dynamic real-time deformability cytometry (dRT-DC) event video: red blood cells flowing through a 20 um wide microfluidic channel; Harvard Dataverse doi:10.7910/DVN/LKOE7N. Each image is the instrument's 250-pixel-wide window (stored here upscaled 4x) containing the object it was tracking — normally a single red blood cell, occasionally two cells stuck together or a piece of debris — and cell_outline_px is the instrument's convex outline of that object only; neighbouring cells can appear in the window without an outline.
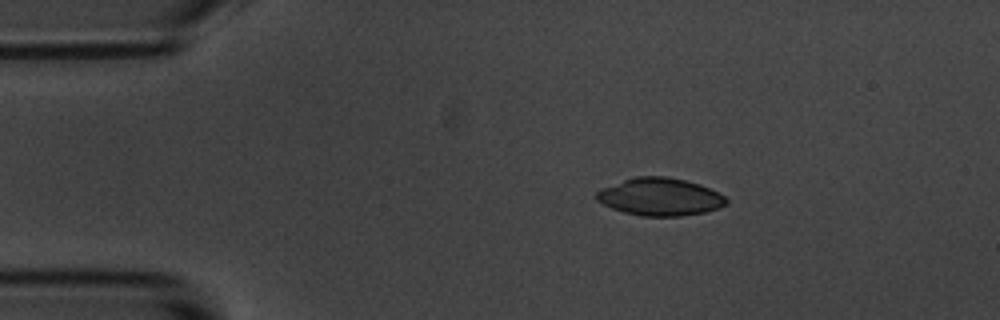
{"species": "common noctule bat (a hibernating species)", "species_latin": "Nyctalus noctula", "temperature_condition": "room temperature", "stored_images_in_passage": 2, "camera_frame_rate_fps": 3000, "um_per_image_px": 0.085, "animal": {"sex": "male", "body_mass_g": 20.1, "forearm_length_mm": 53.5}, "frame": {"image": 1, "passage_image": 1, "time_ms": 0.0, "image_size_px": [1000, 320], "cell_outline_px": [[728, 204], [720, 208], [704, 212], [680, 216], [640, 216], [624, 212], [612, 208], [596, 200], [596, 192], [600, 188], [632, 176], [668, 176], [700, 184], [724, 196], [728, 200]], "centroid_in_image_um": [56.08, 16.72], "position_along_channel_um": 28.9, "area_um2": 28.61}}